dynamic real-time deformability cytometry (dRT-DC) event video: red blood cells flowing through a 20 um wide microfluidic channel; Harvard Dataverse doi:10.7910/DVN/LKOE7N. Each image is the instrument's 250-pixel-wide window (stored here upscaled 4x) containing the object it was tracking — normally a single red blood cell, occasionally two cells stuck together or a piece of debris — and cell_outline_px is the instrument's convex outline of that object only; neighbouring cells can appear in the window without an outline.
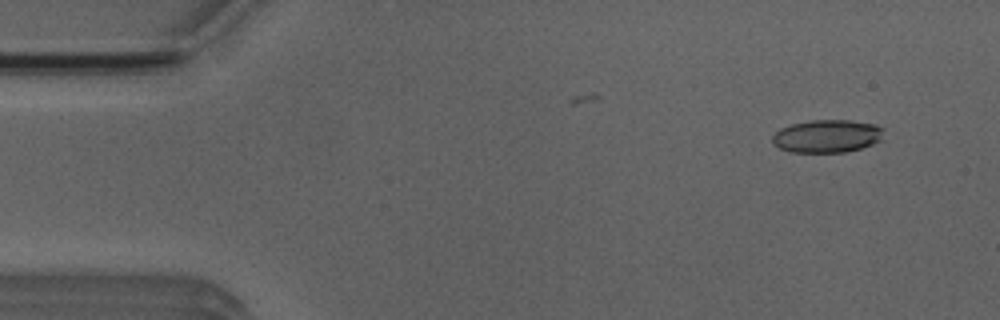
{"species": "Egyptian fruit bat (a non-hibernating species)", "species_latin": "Rousettus aegyptiacus", "temperature_condition": "room temperature", "stored_images_in_passage": 15, "camera_frame_rate_fps": 3000, "um_per_image_px": 0.085, "animal": {"sex": "male"}, "frame": {"image": 1, "passage_image": 3, "time_ms": 0.667, "image_size_px": [1000, 320], "cell_outline_px": [[884, 140], [860, 148], [844, 152], [788, 152], [772, 144], [772, 136], [780, 128], [792, 124], [808, 120], [852, 120], [876, 124], [884, 128]], "centroid_in_image_um": [70.33, 11.56], "position_along_channel_um": 14.7, "area_um2": 21.68}}
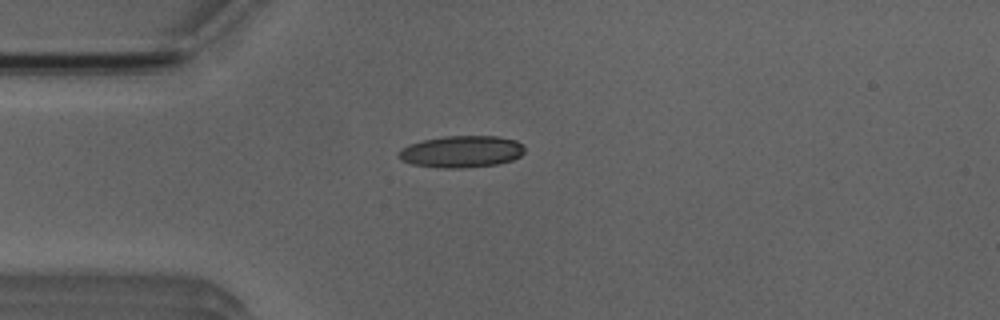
{"frame": {"image": 2, "passage_image": 12, "time_ms": 3.667, "image_size_px": [1000, 320], "cell_outline_px": [[524, 152], [520, 156], [512, 160], [496, 164], [464, 168], [444, 168], [412, 164], [404, 160], [400, 156], [400, 148], [408, 144], [424, 140], [444, 136], [496, 136], [516, 140], [524, 144]], "centroid_in_image_um": [39.27, 12.88], "position_along_channel_um": 45.7, "area_um2": 23.24}}